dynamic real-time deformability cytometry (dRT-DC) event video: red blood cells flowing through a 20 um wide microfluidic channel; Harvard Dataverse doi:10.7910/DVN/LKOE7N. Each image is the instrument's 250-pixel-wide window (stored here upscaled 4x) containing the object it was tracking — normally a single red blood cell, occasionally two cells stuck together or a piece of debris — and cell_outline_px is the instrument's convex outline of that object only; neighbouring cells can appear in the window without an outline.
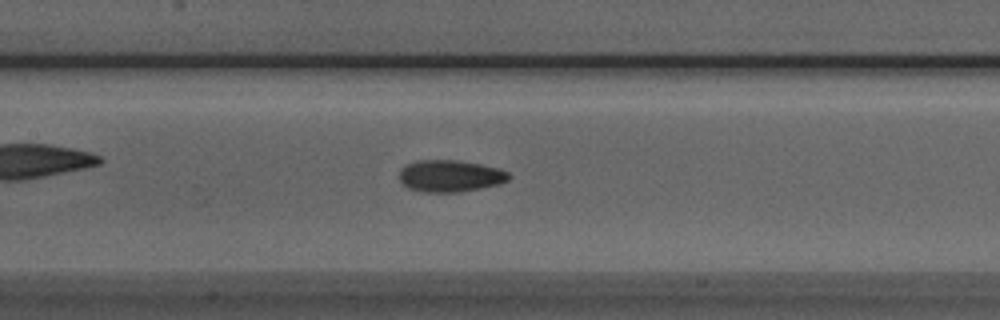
{"species": "Egyptian fruit bat (a non-hibernating species)", "species_latin": "Rousettus aegyptiacus", "temperature_condition": "room temperature", "stored_images_in_passage": 37, "camera_frame_rate_fps": 3000, "um_per_image_px": 0.085, "animal": {"sex": "male"}, "frame": {"image": 1, "passage_image": 9, "time_ms": 2.667, "image_size_px": [1000, 320], "cell_outline_px": [[512, 176], [508, 180], [500, 184], [460, 192], [424, 192], [408, 188], [396, 176], [400, 168], [404, 164], [416, 160], [460, 160], [500, 168], [508, 172]], "centroid_in_image_um": [38.23, 14.94], "position_along_channel_um": 169.2, "area_um2": 20.75}}
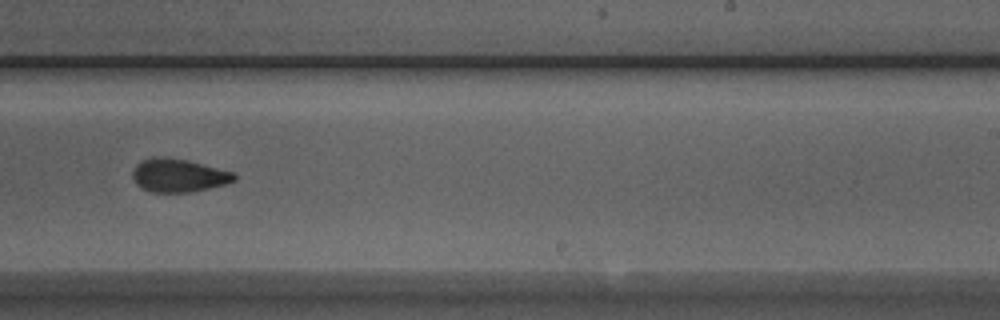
{"frame": {"image": 2, "passage_image": 17, "time_ms": 5.333, "image_size_px": [1000, 320], "cell_outline_px": [[236, 180], [224, 184], [192, 192], [152, 192], [136, 184], [132, 176], [132, 172], [136, 164], [140, 160], [156, 156], [188, 160], [236, 172]], "centroid_in_image_um": [15.18, 14.9], "position_along_channel_um": 273.8, "area_um2": 19.77}}
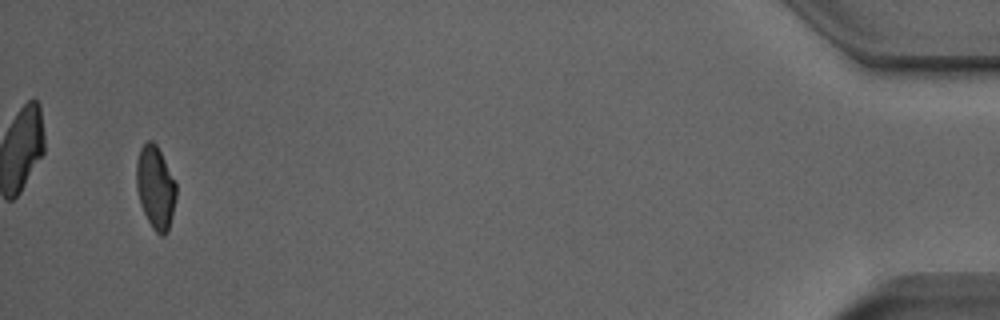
{"frame": {"image": 3, "passage_image": 35, "time_ms": 11.333, "image_size_px": [1000, 320], "cell_outline_px": [[176, 196], [168, 228], [164, 236], [160, 236], [152, 228], [140, 204], [136, 188], [136, 164], [140, 148], [148, 140], [152, 140], [156, 144], [176, 180]], "centroid_in_image_um": [13.2, 15.9], "position_along_channel_um": 422.0, "area_um2": 19.19}, "authors_computed_cell_mechanics": {"area_um2": 19.7676, "velocity_mm_per_s": 3.9386, "shape_relaxation_time_tau1_ms": 5.7755, "shape_relaxation_time_tau2_ms": 2.5388, "deformation_change_tau1": 0.1565, "deformation_change_tau2": 0.0873}}